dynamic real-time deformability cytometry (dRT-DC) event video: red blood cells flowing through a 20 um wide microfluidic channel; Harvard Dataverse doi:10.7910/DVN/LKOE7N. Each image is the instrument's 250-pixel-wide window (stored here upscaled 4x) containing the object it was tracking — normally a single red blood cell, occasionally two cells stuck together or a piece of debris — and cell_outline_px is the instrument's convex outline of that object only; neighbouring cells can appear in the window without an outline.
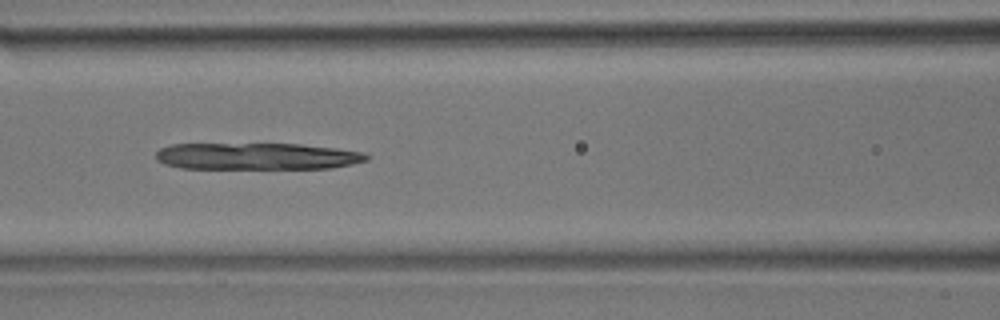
{"species": "common noctule bat (a hibernating species)", "species_latin": "Nyctalus noctula", "temperature_condition": "room temperature", "stored_images_in_passage": 46, "camera_frame_rate_fps": 3000, "um_per_image_px": 0.085, "animal": {"sex": "male", "body_mass_g": 17.9}, "frame": {"image": 1, "passage_image": 19, "time_ms": 6.0, "image_size_px": [1000, 320], "cell_outline_px": [[368, 160], [352, 164], [332, 168], [180, 168], [164, 164], [156, 160], [156, 152], [160, 148], [172, 144], [300, 144], [336, 148], [364, 152], [368, 156]], "centroid_in_image_um": [21.83, 13.28], "position_along_channel_um": 144.8, "area_um2": 32.83}}
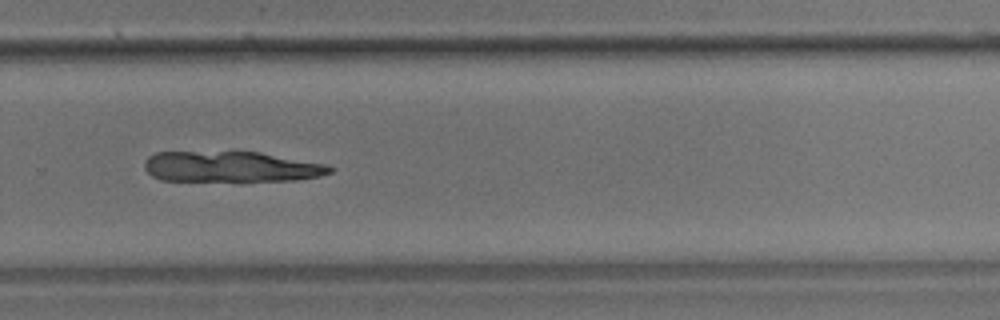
{"frame": {"image": 2, "passage_image": 31, "time_ms": 10.0, "image_size_px": [1000, 320], "cell_outline_px": [[336, 168], [332, 172], [320, 176], [296, 180], [160, 180], [152, 176], [144, 168], [144, 160], [148, 156], [156, 152], [260, 152], [324, 164]], "centroid_in_image_um": [19.62, 14.16], "position_along_channel_um": 310.2, "area_um2": 32.83}}
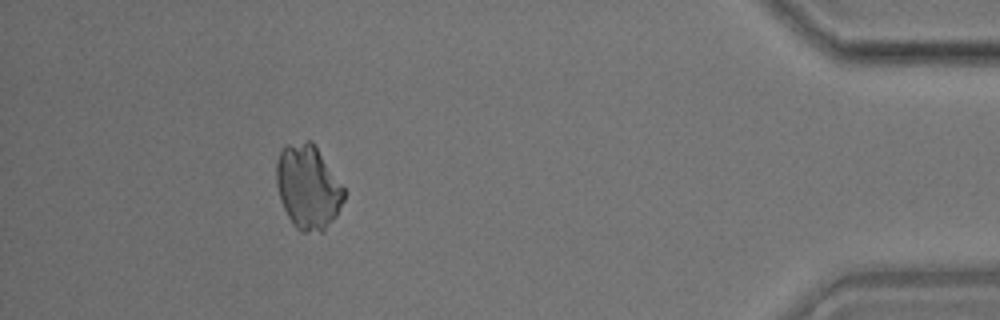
{"frame": {"image": 3, "passage_image": 42, "time_ms": 13.667, "image_size_px": [1000, 320], "cell_outline_px": [[344, 200], [336, 216], [324, 232], [300, 232], [292, 224], [280, 200], [276, 184], [276, 164], [280, 148], [288, 144], [308, 140], [312, 140], [344, 188]], "centroid_in_image_um": [26.16, 15.9], "position_along_channel_um": 409.0, "area_um2": 33.35}}